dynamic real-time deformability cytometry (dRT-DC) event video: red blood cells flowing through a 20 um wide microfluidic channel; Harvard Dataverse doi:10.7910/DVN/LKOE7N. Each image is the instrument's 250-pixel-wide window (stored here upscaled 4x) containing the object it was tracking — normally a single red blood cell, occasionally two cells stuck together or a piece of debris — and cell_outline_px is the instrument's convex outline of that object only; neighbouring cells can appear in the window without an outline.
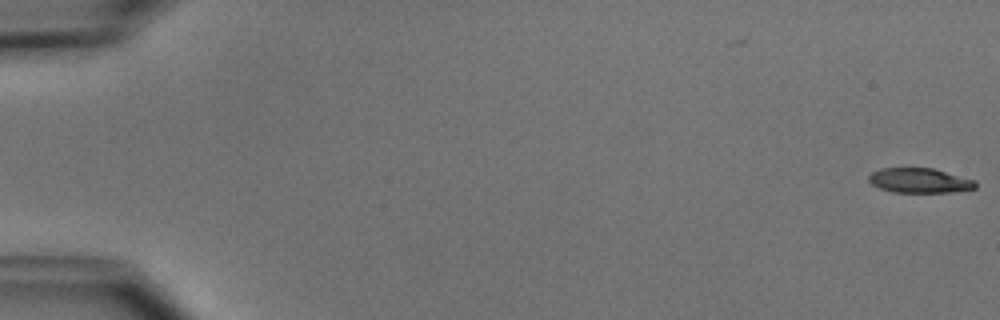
{"species": "common noctule bat (a hibernating species)", "species_latin": "Nyctalus noctula", "temperature_condition": "cold", "stored_images_in_passage": 5, "camera_frame_rate_fps": 3000, "um_per_image_px": 0.085, "animal": {"sex": "male", "body_mass_g": 15.6}, "frame": {"image": 1, "passage_image": 1, "time_ms": 0.0, "image_size_px": [1000, 320], "cell_outline_px": [[976, 188], [948, 192], [892, 192], [880, 188], [872, 184], [868, 180], [868, 176], [872, 172], [880, 168], [932, 168], [976, 180]], "centroid_in_image_um": [78.14, 15.34], "position_along_channel_um": 6.9, "area_um2": 15.32}}
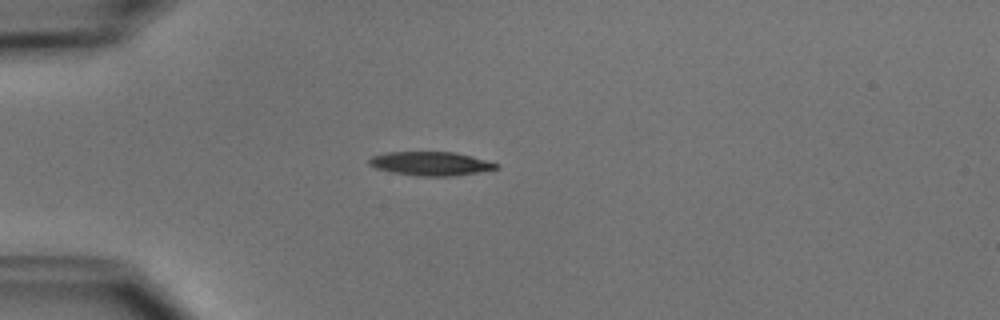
{"frame": {"image": 2, "passage_image": 5, "time_ms": 4.667, "image_size_px": [1000, 320], "cell_outline_px": [[500, 168], [452, 176], [416, 176], [392, 172], [376, 168], [368, 164], [368, 160], [372, 156], [388, 152], [456, 152], [472, 156], [500, 164]], "centroid_in_image_um": [36.61, 13.9], "position_along_channel_um": 48.4, "area_um2": 17.63}}